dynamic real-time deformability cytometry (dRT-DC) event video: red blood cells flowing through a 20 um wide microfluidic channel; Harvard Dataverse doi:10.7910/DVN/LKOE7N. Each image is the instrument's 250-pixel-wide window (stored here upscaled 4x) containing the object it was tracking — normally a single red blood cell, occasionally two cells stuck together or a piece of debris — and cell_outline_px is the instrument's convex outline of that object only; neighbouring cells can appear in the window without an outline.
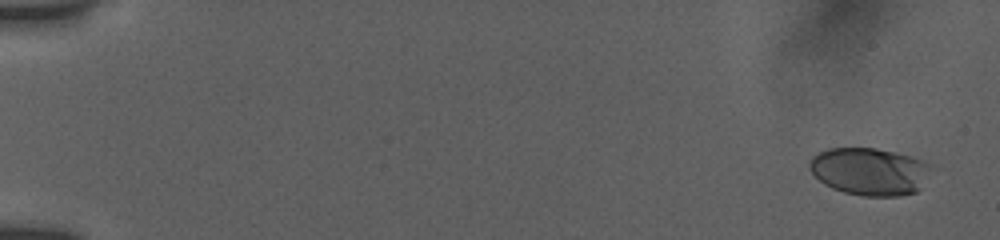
{"species": "human", "species_latin": "Homo sapiens", "temperature_condition": "room temperature", "stored_images_in_passage": 37, "camera_frame_rate_fps": 3000, "um_per_image_px": 0.085, "donor": {"sex": "female"}, "frame": {"image": 1, "passage_image": 2, "time_ms": 0.667, "image_size_px": [1000, 240], "cell_outline_px": [[928, 168], [920, 188], [916, 192], [900, 196], [864, 196], [844, 192], [832, 188], [824, 184], [808, 168], [808, 164], [812, 156], [828, 148], [876, 148], [908, 156], [920, 160], [928, 164]], "centroid_in_image_um": [73.83, 14.58], "position_along_channel_um": 11.2, "area_um2": 33.06}}
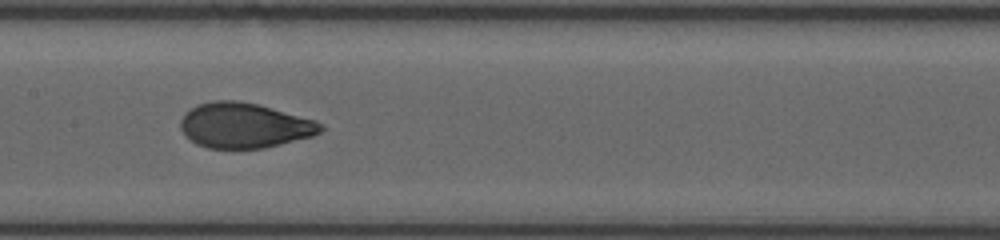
{"frame": {"image": 2, "passage_image": 17, "time_ms": 9.667, "image_size_px": [1000, 240], "cell_outline_px": [[324, 128], [320, 132], [312, 136], [264, 148], [208, 148], [196, 144], [184, 136], [180, 128], [180, 120], [184, 112], [200, 104], [212, 100], [240, 100], [256, 104], [316, 120], [324, 124]], "centroid_in_image_um": [20.74, 10.66], "position_along_channel_um": 186.7, "area_um2": 36.93}}
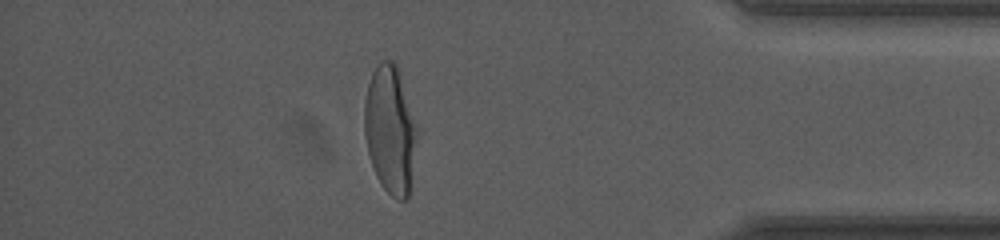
{"frame": {"image": 3, "passage_image": 32, "time_ms": 16.0, "image_size_px": [1000, 240], "cell_outline_px": [[420, 128], [408, 196], [404, 200], [396, 200], [380, 184], [376, 176], [368, 152], [364, 132], [364, 100], [368, 84], [372, 72], [380, 60], [392, 60], [396, 64]], "centroid_in_image_um": [33.19, 11.0], "position_along_channel_um": 402.0, "area_um2": 39.94}, "authors_computed_cell_mechanics": {"area_um2": 36.992, "velocity_mm_per_s": 3.8582, "shape_relaxation_time_tau1_ms": 4.3066, "shape_relaxation_time_tau2_ms": null, "deformation_change_tau1": 0.2249, "deformation_change_tau2": null}}